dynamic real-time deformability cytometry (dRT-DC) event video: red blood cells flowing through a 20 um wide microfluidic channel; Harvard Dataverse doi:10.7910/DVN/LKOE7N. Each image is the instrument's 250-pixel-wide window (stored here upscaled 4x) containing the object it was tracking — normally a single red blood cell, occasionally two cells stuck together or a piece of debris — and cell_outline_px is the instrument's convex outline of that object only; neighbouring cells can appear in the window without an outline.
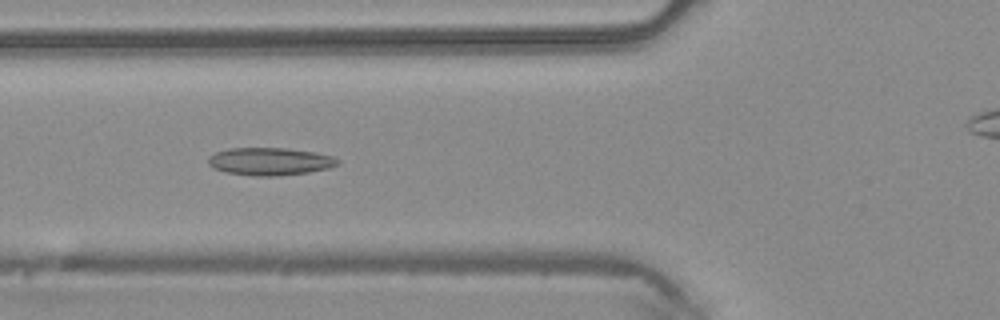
{"species": "common noctule bat (a hibernating species)", "species_latin": "Nyctalus noctula", "temperature_condition": "warm", "stored_images_in_passage": 34, "camera_frame_rate_fps": 3000, "um_per_image_px": 0.085, "animal": {"sex": "male", "body_mass_g": 20.4}, "frame": {"image": 1, "passage_image": 9, "time_ms": 2.667, "image_size_px": [1000, 320], "cell_outline_px": [[340, 164], [328, 168], [308, 172], [276, 176], [252, 176], [224, 172], [212, 168], [208, 164], [208, 156], [216, 152], [228, 148], [288, 148], [312, 152], [332, 156], [340, 160]], "centroid_in_image_um": [22.9, 13.72], "position_along_channel_um": 102.9, "area_um2": 20.98}}
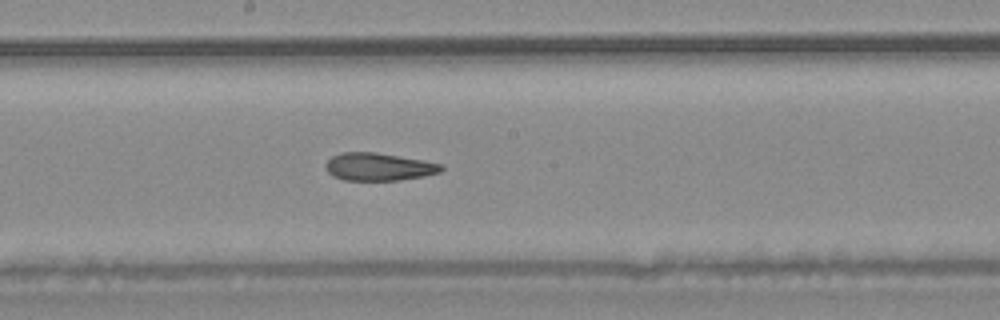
{"frame": {"image": 2, "passage_image": 17, "time_ms": 5.333, "image_size_px": [1000, 320], "cell_outline_px": [[444, 168], [440, 172], [424, 176], [400, 180], [344, 180], [332, 176], [328, 172], [324, 164], [332, 156], [340, 152], [376, 152], [424, 160], [444, 164]], "centroid_in_image_um": [32.2, 14.17], "position_along_channel_um": 216.0, "area_um2": 18.84}}
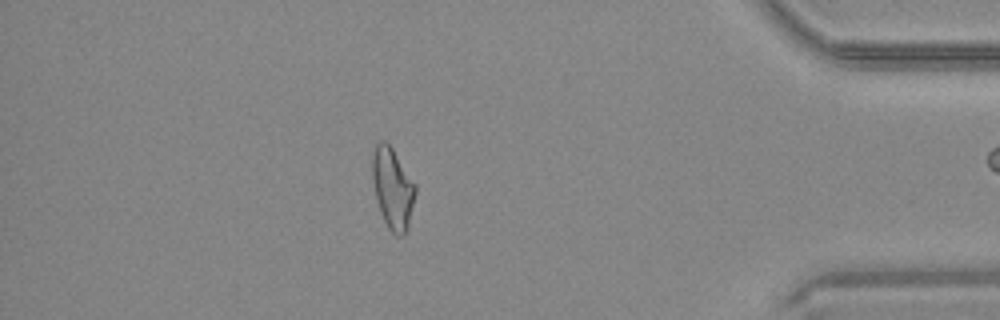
{"frame": {"image": 3, "passage_image": 33, "time_ms": 10.667, "image_size_px": [1000, 320], "cell_outline_px": [[416, 192], [408, 228], [404, 236], [396, 236], [388, 228], [380, 212], [376, 196], [372, 176], [372, 156], [376, 144], [380, 140], [384, 140], [392, 148], [416, 184]], "centroid_in_image_um": [33.39, 16.02], "position_along_channel_um": 401.8, "area_um2": 20.29}}